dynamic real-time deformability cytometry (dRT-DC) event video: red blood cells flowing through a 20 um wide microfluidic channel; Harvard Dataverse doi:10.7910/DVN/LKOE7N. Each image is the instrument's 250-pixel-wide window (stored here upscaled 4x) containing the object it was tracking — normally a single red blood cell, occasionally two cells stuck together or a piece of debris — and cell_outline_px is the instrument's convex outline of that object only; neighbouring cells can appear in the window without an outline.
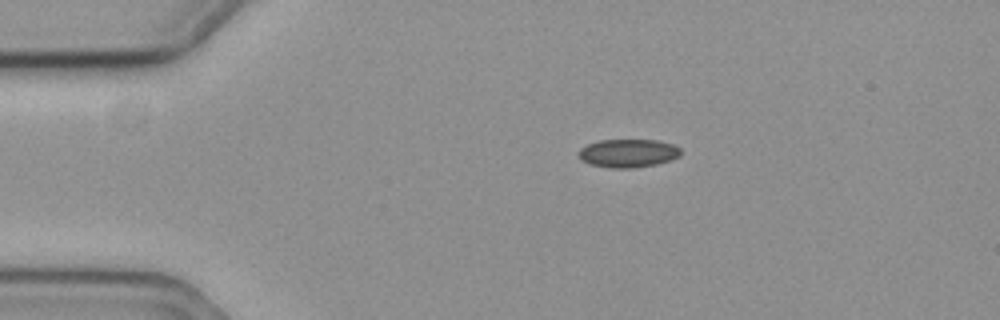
{"species": "common noctule bat (a hibernating species)", "species_latin": "Nyctalus noctula", "temperature_condition": "cold", "stored_images_in_passage": 47, "camera_frame_rate_fps": 3000, "um_per_image_px": 0.085, "animal": {"sex": "female", "body_mass_g": 19.3, "forearm_length_mm": 54.1}, "frame": {"image": 1, "passage_image": 1, "time_ms": 0.0, "image_size_px": [1000, 320], "cell_outline_px": [[680, 156], [672, 160], [656, 164], [632, 168], [612, 168], [592, 164], [580, 160], [580, 148], [588, 144], [600, 140], [656, 140], [672, 144], [680, 148]], "centroid_in_image_um": [53.41, 13.02], "position_along_channel_um": 31.6, "area_um2": 16.7}}
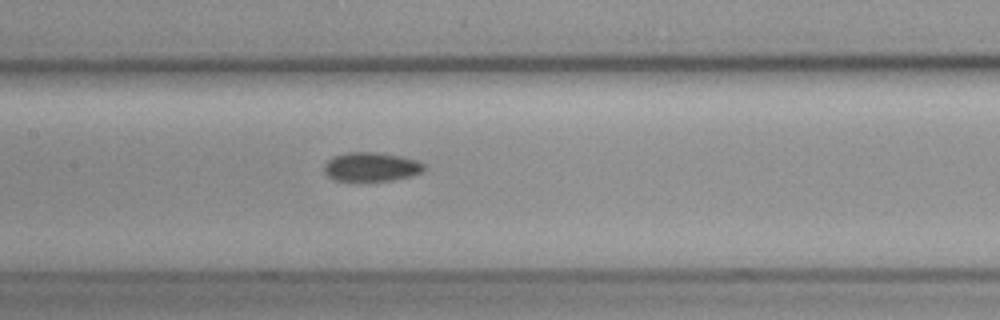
{"frame": {"image": 2, "passage_image": 17, "time_ms": 5.333, "image_size_px": [1000, 320], "cell_outline_px": [[424, 168], [420, 172], [412, 176], [392, 180], [336, 180], [328, 176], [324, 172], [324, 164], [332, 156], [348, 152], [376, 152], [400, 156], [416, 160], [424, 164]], "centroid_in_image_um": [31.53, 14.17], "position_along_channel_um": 175.9, "area_um2": 16.7}}
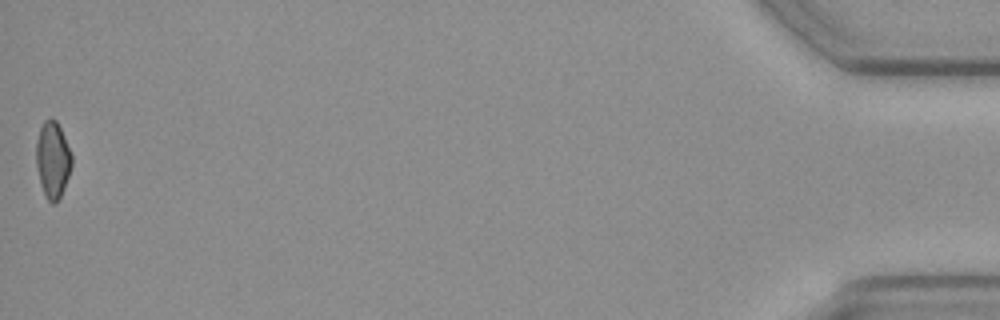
{"frame": {"image": 3, "passage_image": 47, "time_ms": 15.333, "image_size_px": [1000, 320], "cell_outline_px": [[72, 164], [64, 188], [56, 204], [52, 204], [44, 196], [40, 184], [36, 164], [36, 140], [40, 128], [44, 120], [56, 120], [64, 136], [72, 156]], "centroid_in_image_um": [4.46, 13.61], "position_along_channel_um": 430.7, "area_um2": 15.78}}